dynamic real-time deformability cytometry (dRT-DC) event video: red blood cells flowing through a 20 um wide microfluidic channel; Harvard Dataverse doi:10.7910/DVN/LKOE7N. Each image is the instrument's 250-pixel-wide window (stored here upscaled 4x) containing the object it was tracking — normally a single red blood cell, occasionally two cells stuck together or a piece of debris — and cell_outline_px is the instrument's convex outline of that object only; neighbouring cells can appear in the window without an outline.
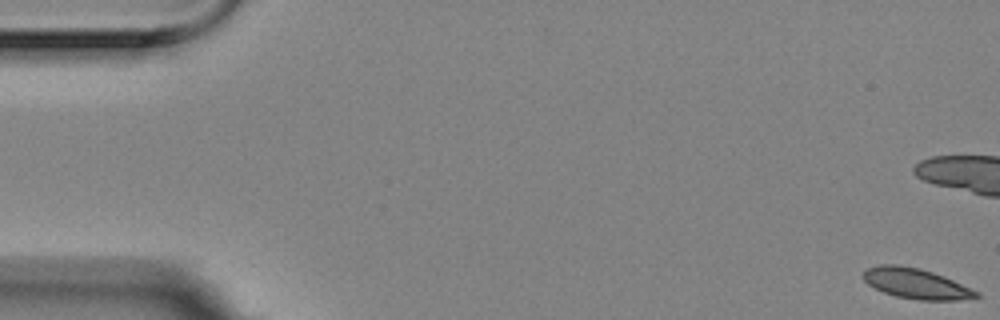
{"species": "Egyptian fruit bat (a non-hibernating species)", "species_latin": "Rousettus aegyptiacus", "temperature_condition": "room temperature", "stored_images_in_passage": 58, "camera_frame_rate_fps": 3000, "um_per_image_px": 0.085, "animal": {"sex": "female"}, "frame": {"image": 1, "passage_image": 1, "time_ms": 0.0, "image_size_px": [1000, 320], "cell_outline_px": [[980, 296], [956, 300], [920, 300], [896, 296], [884, 292], [868, 284], [864, 280], [864, 272], [868, 268], [880, 264], [896, 264], [920, 268], [944, 276], [980, 292]], "centroid_in_image_um": [77.87, 24.09], "position_along_channel_um": 7.1, "area_um2": 19.77}}
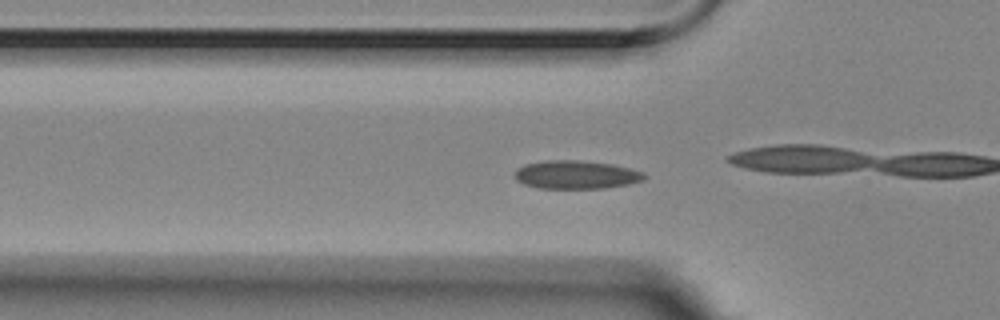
{"frame": {"image": 2, "passage_image": 19, "time_ms": 6.0, "image_size_px": [1000, 320], "cell_outline_px": [[648, 176], [644, 180], [628, 184], [604, 188], [540, 188], [524, 184], [516, 180], [512, 176], [516, 168], [524, 164], [548, 160], [576, 160], [612, 164], [644, 172]], "centroid_in_image_um": [48.94, 14.85], "position_along_channel_um": 76.9, "area_um2": 21.5}, "authors_computed_cell_mechanics": {"area_um2": 20.0566, "velocity_mm_per_s": 3.489, "shape_relaxation_time_tau1_ms": null, "shape_relaxation_time_tau2_ms": 3.2137, "deformation_change_tau1": null, "deformation_change_tau2": 0.0533}}